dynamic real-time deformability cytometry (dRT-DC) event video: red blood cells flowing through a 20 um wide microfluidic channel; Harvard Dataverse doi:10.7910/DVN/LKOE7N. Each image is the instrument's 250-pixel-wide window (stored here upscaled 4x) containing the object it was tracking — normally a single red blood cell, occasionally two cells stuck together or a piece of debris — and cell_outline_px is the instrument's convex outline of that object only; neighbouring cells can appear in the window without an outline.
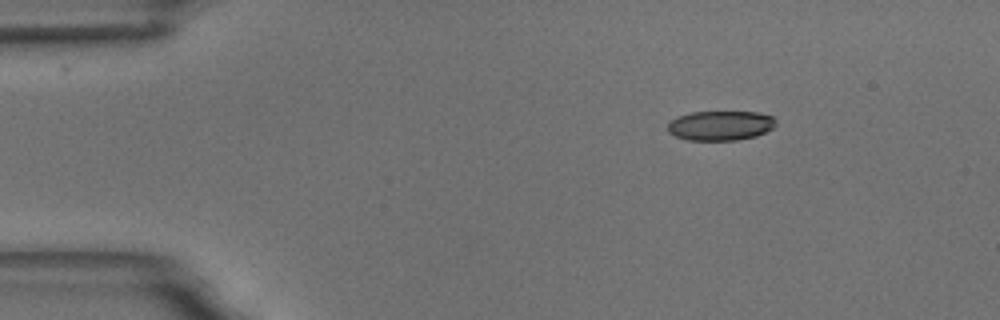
{"species": "common noctule bat (a hibernating species)", "species_latin": "Nyctalus noctula", "temperature_condition": "room temperature", "stored_images_in_passage": 15, "camera_frame_rate_fps": 3000, "um_per_image_px": 0.085, "animal": {"sex": "male", "body_mass_g": 18.8}, "frame": {"image": 1, "passage_image": 3, "time_ms": 2.333, "image_size_px": [1000, 320], "cell_outline_px": [[776, 124], [772, 128], [756, 136], [736, 140], [688, 140], [676, 136], [668, 132], [668, 124], [672, 120], [680, 116], [692, 112], [756, 112], [772, 116], [776, 120]], "centroid_in_image_um": [61.25, 10.67], "position_along_channel_um": 23.7, "area_um2": 18.5}}
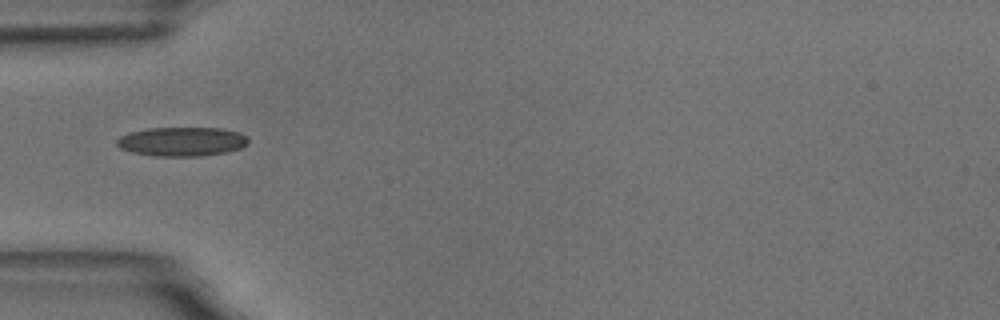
{"frame": {"image": 2, "passage_image": 5, "time_ms": 5.667, "image_size_px": [1000, 320], "cell_outline_px": [[248, 144], [240, 148], [224, 152], [200, 156], [156, 156], [132, 152], [120, 148], [116, 144], [116, 140], [120, 136], [128, 132], [148, 128], [220, 128], [240, 132], [248, 136]], "centroid_in_image_um": [15.45, 12.02], "position_along_channel_um": 69.5, "area_um2": 22.37}}
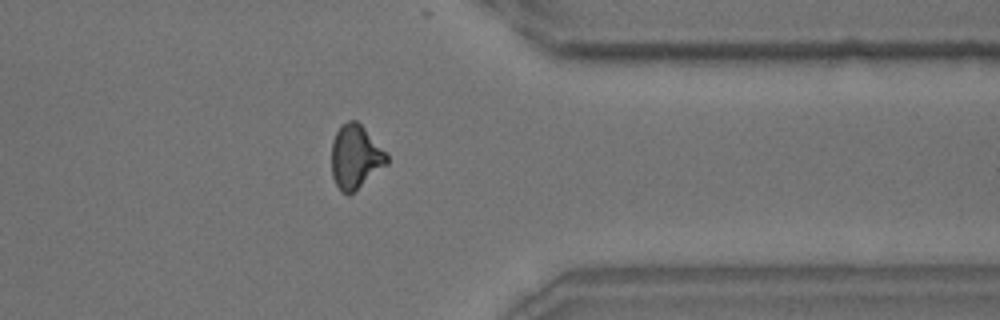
{"frame": {"image": 3, "passage_image": 13, "time_ms": 14.667, "image_size_px": [1000, 320], "cell_outline_px": [[388, 164], [348, 196], [340, 192], [332, 176], [332, 140], [340, 124], [348, 120], [356, 120], [364, 128], [388, 156]], "centroid_in_image_um": [30.18, 13.34], "position_along_channel_um": 381.2, "area_um2": 20.46}, "authors_computed_cell_mechanics": {"area_um2": 19.941, "velocity_mm_per_s": 3.5519, "shape_relaxation_time_tau1_ms": 5.7597, "shape_relaxation_time_tau2_ms": 2.4141, "deformation_change_tau1": 0.1392, "deformation_change_tau2": 0.075}}